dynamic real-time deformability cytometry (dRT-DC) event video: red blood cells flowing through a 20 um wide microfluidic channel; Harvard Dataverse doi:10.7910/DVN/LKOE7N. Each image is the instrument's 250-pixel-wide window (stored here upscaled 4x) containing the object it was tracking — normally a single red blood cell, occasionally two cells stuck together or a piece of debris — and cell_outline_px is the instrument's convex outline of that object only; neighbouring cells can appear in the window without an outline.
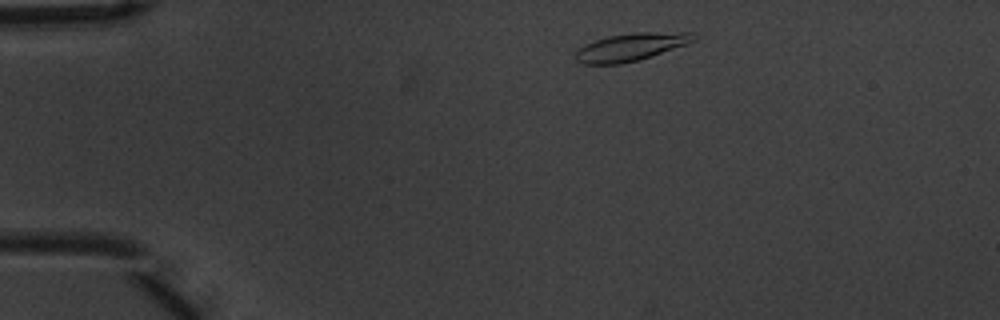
{"species": "common noctule bat (a hibernating species)", "species_latin": "Nyctalus noctula", "temperature_condition": "warm", "stored_images_in_passage": 4, "camera_frame_rate_fps": 3000, "um_per_image_px": 0.085, "animal": {"sex": "male", "body_mass_g": 20.1, "forearm_length_mm": 53.5}, "frame": {"image": 1, "passage_image": 1, "time_ms": 0.0, "image_size_px": [1000, 320], "cell_outline_px": [[700, 36], [696, 40], [688, 44], [640, 60], [620, 64], [584, 64], [576, 60], [576, 52], [584, 44], [608, 36], [632, 32], [692, 32]], "centroid_in_image_um": [53.7, 3.98], "position_along_channel_um": 31.3, "area_um2": 19.31}}